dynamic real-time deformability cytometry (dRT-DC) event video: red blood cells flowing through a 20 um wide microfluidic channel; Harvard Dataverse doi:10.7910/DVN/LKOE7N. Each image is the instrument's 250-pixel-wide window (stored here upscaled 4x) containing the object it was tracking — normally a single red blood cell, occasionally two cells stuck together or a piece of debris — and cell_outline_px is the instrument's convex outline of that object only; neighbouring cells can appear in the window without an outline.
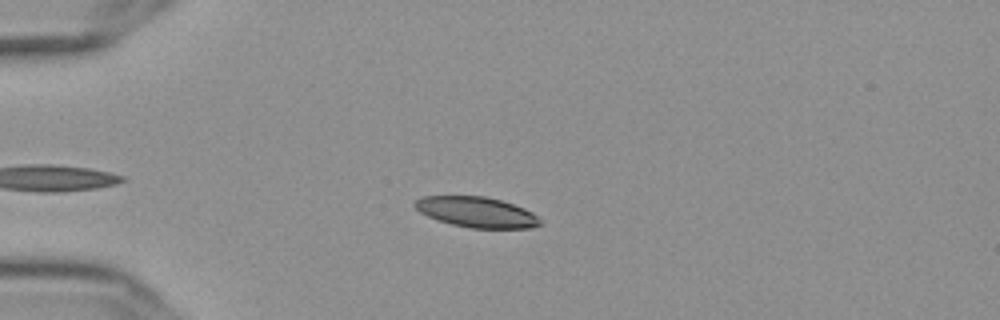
{"species": "Egyptian fruit bat (a non-hibernating species)", "species_latin": "Rousettus aegyptiacus", "temperature_condition": "cold", "stored_images_in_passage": 40, "camera_frame_rate_fps": 3000, "um_per_image_px": 0.085, "frame": {"image": 1, "passage_image": 3, "time_ms": 0.667, "image_size_px": [1000, 320], "cell_outline_px": [[540, 224], [532, 228], [472, 228], [452, 224], [428, 216], [420, 212], [412, 204], [416, 200], [424, 196], [484, 196], [500, 200], [524, 208], [532, 212], [540, 220]], "centroid_in_image_um": [40.5, 18.03], "position_along_channel_um": 44.5, "area_um2": 21.96}}
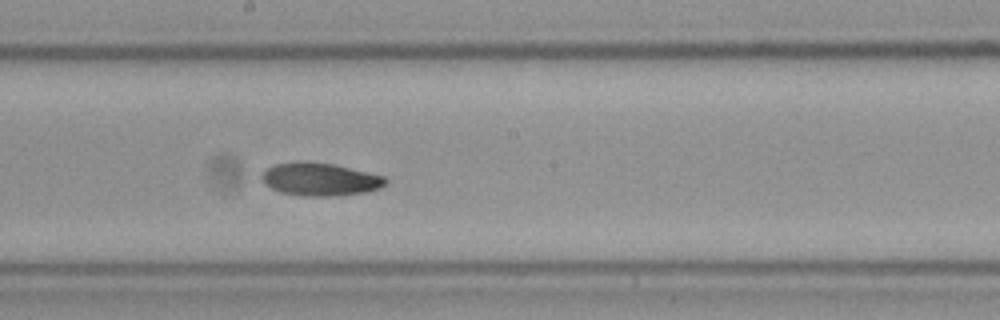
{"frame": {"image": 2, "passage_image": 20, "time_ms": 6.333, "image_size_px": [1000, 320], "cell_outline_px": [[388, 180], [380, 188], [368, 192], [332, 196], [300, 196], [280, 192], [264, 184], [260, 180], [260, 172], [276, 164], [296, 160], [304, 160], [332, 164], [384, 176]], "centroid_in_image_um": [27.14, 15.23], "position_along_channel_um": 221.1, "area_um2": 24.04}}
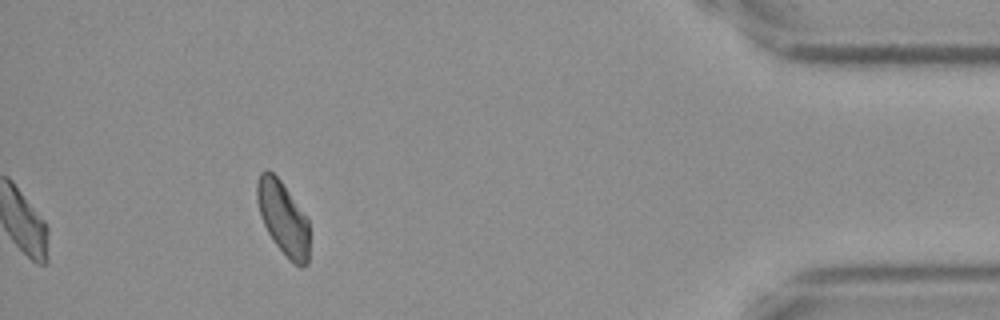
{"frame": {"image": 3, "passage_image": 40, "time_ms": 13.0, "image_size_px": [1000, 320], "cell_outline_px": [[308, 264], [300, 268], [292, 264], [276, 244], [268, 232], [260, 216], [256, 200], [256, 184], [260, 172], [264, 168], [268, 168], [280, 180], [308, 216]], "centroid_in_image_um": [24.06, 18.52], "position_along_channel_um": 411.1, "area_um2": 22.77}, "authors_computed_cell_mechanics": {"area_um2": 23.2067, "velocity_mm_per_s": 3.6159, "shape_relaxation_time_tau1_ms": 5.6762, "shape_relaxation_time_tau2_ms": 4.5186, "deformation_change_tau1": 0.1247, "deformation_change_tau2": 0.0838}}